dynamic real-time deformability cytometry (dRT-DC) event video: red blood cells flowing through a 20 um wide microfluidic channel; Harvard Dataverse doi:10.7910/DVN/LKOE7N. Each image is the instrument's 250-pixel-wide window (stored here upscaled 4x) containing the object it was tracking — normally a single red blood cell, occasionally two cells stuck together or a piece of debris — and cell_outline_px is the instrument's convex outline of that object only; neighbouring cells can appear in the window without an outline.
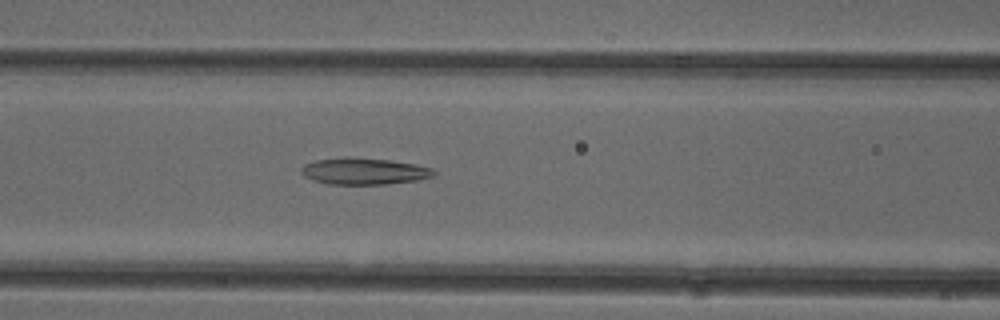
{"species": "common noctule bat (a hibernating species)", "species_latin": "Nyctalus noctula", "temperature_condition": "cold", "stored_images_in_passage": 40, "camera_frame_rate_fps": 3000, "um_per_image_px": 0.085, "animal": {"sex": "female"}, "frame": {"image": 1, "passage_image": 10, "time_ms": 3.0, "image_size_px": [1000, 320], "cell_outline_px": [[436, 176], [416, 180], [384, 184], [328, 184], [312, 180], [304, 176], [300, 172], [300, 168], [304, 164], [316, 160], [344, 156], [388, 160], [416, 164], [432, 168], [436, 172]], "centroid_in_image_um": [30.92, 14.55], "position_along_channel_um": 135.7, "area_um2": 20.69}}
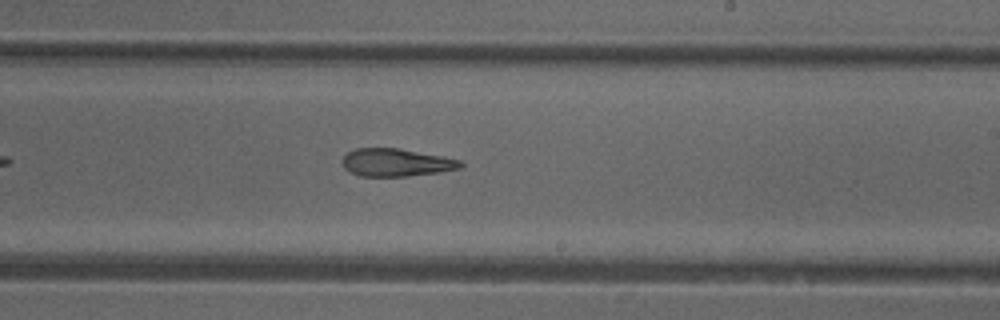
{"frame": {"image": 2, "passage_image": 19, "time_ms": 6.0, "image_size_px": [1000, 320], "cell_outline_px": [[464, 164], [460, 168], [440, 172], [408, 176], [360, 176], [348, 172], [344, 168], [340, 160], [348, 152], [356, 148], [400, 148], [444, 156], [460, 160]], "centroid_in_image_um": [33.65, 13.81], "position_along_channel_um": 255.3, "area_um2": 19.36}}
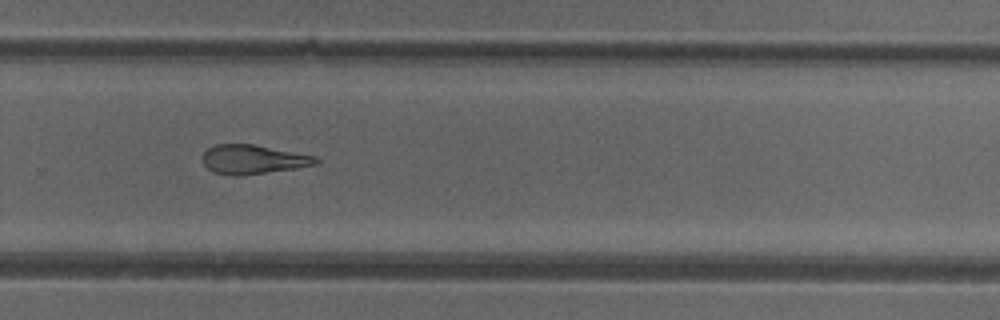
{"frame": {"image": 3, "passage_image": 23, "time_ms": 7.333, "image_size_px": [1000, 320], "cell_outline_px": [[320, 164], [296, 168], [240, 176], [232, 176], [212, 172], [204, 164], [204, 152], [208, 148], [216, 144], [252, 144], [316, 156], [320, 160]], "centroid_in_image_um": [21.54, 13.56], "position_along_channel_um": 308.3, "area_um2": 19.25}, "authors_computed_cell_mechanics": {"area_um2": 21.097, "velocity_mm_per_s": 3.9993, "shape_relaxation_time_tau1_ms": null, "shape_relaxation_time_tau2_ms": 4.2713, "deformation_change_tau1": null, "deformation_change_tau2": 0.1636}}